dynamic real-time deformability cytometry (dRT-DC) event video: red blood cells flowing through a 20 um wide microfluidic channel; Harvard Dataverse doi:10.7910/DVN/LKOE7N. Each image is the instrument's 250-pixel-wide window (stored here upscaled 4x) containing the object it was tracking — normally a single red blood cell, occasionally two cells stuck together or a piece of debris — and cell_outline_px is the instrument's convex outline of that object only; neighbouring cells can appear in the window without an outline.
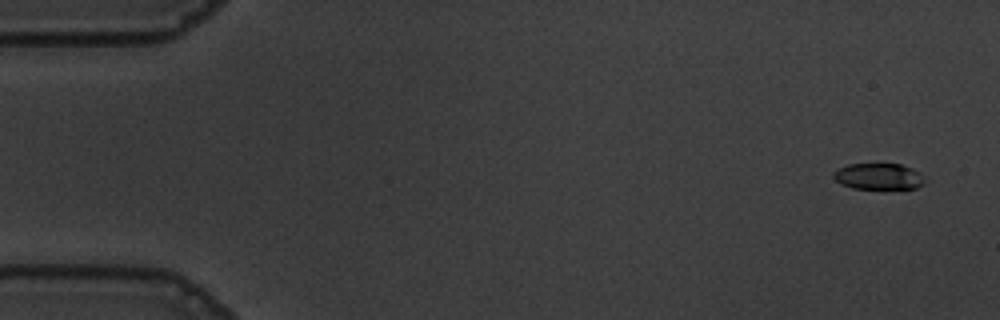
{"species": "common noctule bat (a hibernating species)", "species_latin": "Nyctalus noctula", "temperature_condition": "warm", "stored_images_in_passage": 52, "camera_frame_rate_fps": 3000, "um_per_image_px": 0.085, "animal": {"sex": "male", "body_mass_g": 19.5, "forearm_length_mm": 54.6}, "frame": {"image": 1, "passage_image": 2, "time_ms": 0.333, "image_size_px": [1000, 320], "cell_outline_px": [[924, 184], [916, 188], [852, 188], [840, 184], [832, 176], [832, 172], [848, 164], [900, 164], [912, 168], [920, 172], [924, 176]], "centroid_in_image_um": [74.68, 14.99], "position_along_channel_um": 10.3, "area_um2": 13.93}}
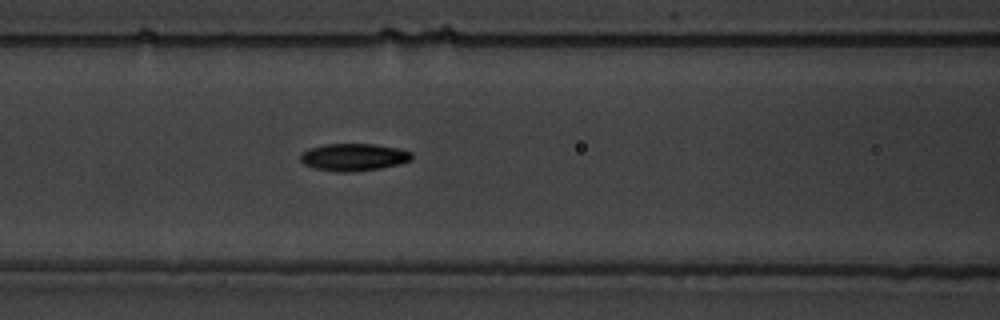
{"frame": {"image": 2, "passage_image": 23, "time_ms": 7.333, "image_size_px": [1000, 320], "cell_outline_px": [[412, 160], [400, 164], [380, 168], [352, 172], [340, 172], [316, 168], [304, 164], [300, 160], [300, 152], [308, 148], [324, 144], [372, 144], [396, 148], [412, 152]], "centroid_in_image_um": [30.04, 13.35], "position_along_channel_um": 136.6, "area_um2": 17.74}}
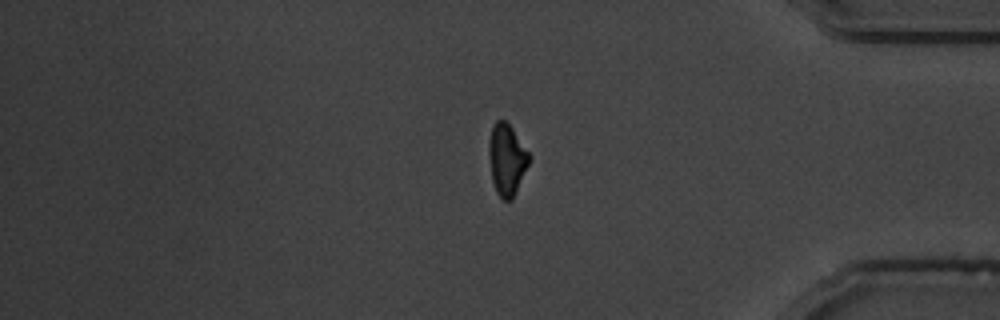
{"frame": {"image": 3, "passage_image": 46, "time_ms": 15.0, "image_size_px": [1000, 320], "cell_outline_px": [[532, 156], [516, 192], [512, 200], [504, 200], [496, 192], [492, 180], [488, 152], [488, 144], [492, 124], [496, 120], [504, 120], [512, 128]], "centroid_in_image_um": [43.07, 13.54], "position_along_channel_um": 392.1, "area_um2": 16.82}, "authors_computed_cell_mechanics": {"area_um2": 16.8776, "velocity_mm_per_s": 3.6533, "shape_relaxation_time_tau1_ms": 2.2025, "shape_relaxation_time_tau2_ms": 10.0566, "deformation_change_tau1": 0.1464, "deformation_change_tau2": 0.1214}}